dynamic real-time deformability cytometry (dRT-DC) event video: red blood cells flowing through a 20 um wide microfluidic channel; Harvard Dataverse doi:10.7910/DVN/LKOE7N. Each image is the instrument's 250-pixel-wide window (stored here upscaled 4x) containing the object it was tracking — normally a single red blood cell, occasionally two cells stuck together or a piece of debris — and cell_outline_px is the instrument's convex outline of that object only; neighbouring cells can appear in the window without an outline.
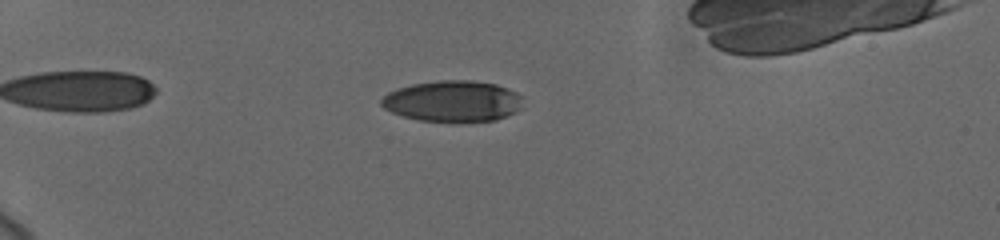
{"species": "human", "species_latin": "Homo sapiens", "temperature_condition": "cold", "stored_images_in_passage": 20, "camera_frame_rate_fps": 3000, "um_per_image_px": 0.085, "donor": {"sex": "female"}, "frame": {"image": 1, "passage_image": 8, "time_ms": 5.0, "image_size_px": [1000, 240], "cell_outline_px": [[524, 108], [516, 112], [496, 120], [456, 124], [452, 124], [420, 120], [404, 116], [392, 112], [384, 108], [380, 104], [380, 100], [388, 92], [396, 88], [412, 84], [440, 80], [472, 80], [496, 84], [508, 88], [516, 92], [520, 96]], "centroid_in_image_um": [38.51, 8.63], "position_along_channel_um": 46.5, "area_um2": 34.8}}
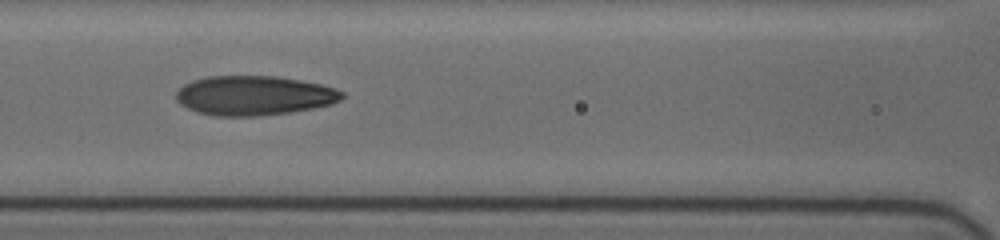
{"frame": {"image": 2, "passage_image": 15, "time_ms": 9.0, "image_size_px": [1000, 240], "cell_outline_px": [[344, 96], [340, 100], [332, 104], [312, 108], [288, 112], [256, 116], [212, 116], [196, 112], [180, 104], [176, 100], [176, 92], [184, 84], [192, 80], [208, 76], [276, 76], [300, 80], [320, 84], [344, 92]], "centroid_in_image_um": [21.56, 8.12], "position_along_channel_um": 145.0, "area_um2": 38.15}}
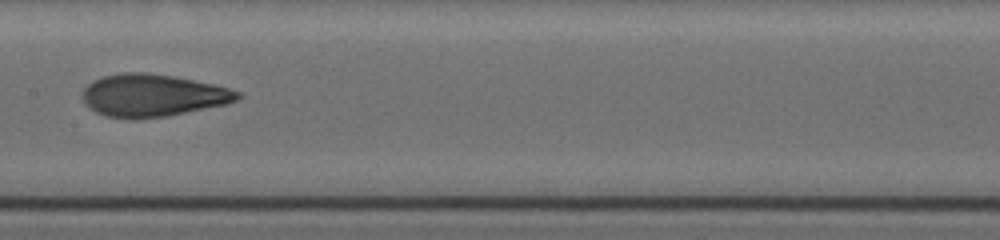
{"frame": {"image": 3, "passage_image": 18, "time_ms": 10.333, "image_size_px": [1000, 240], "cell_outline_px": [[240, 96], [236, 100], [224, 104], [168, 116], [140, 120], [132, 120], [108, 116], [96, 112], [84, 104], [80, 96], [84, 88], [92, 80], [104, 76], [124, 72], [144, 72], [172, 76], [212, 84], [228, 88], [240, 92]], "centroid_in_image_um": [12.9, 8.12], "position_along_channel_um": 194.5, "area_um2": 38.38}}